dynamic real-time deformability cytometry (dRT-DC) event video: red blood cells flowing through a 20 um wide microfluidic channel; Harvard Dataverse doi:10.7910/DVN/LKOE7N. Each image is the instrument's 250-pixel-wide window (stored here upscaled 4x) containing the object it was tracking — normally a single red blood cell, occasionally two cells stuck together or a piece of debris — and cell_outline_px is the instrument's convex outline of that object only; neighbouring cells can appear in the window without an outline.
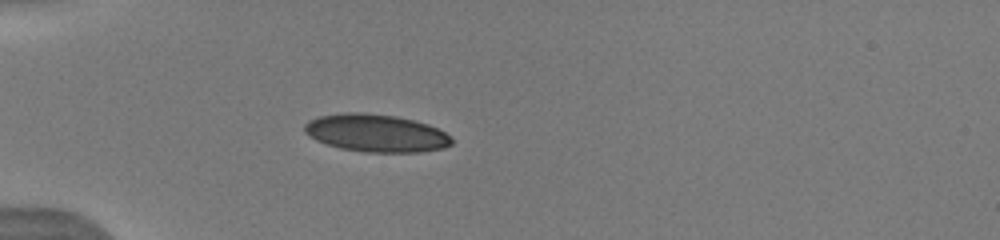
{"species": "human", "species_latin": "Homo sapiens", "temperature_condition": "warm", "stored_images_in_passage": 14, "camera_frame_rate_fps": 3000, "um_per_image_px": 0.085, "donor": {"sex": "male"}, "frame": {"image": 1, "passage_image": 1, "time_ms": 0.0, "image_size_px": [1000, 240], "cell_outline_px": [[452, 144], [444, 148], [416, 152], [364, 152], [340, 148], [316, 140], [308, 136], [304, 132], [304, 124], [308, 120], [320, 116], [344, 112], [360, 112], [396, 116], [428, 124], [444, 132], [452, 140]], "centroid_in_image_um": [31.92, 11.31], "position_along_channel_um": 53.1, "area_um2": 32.19}}